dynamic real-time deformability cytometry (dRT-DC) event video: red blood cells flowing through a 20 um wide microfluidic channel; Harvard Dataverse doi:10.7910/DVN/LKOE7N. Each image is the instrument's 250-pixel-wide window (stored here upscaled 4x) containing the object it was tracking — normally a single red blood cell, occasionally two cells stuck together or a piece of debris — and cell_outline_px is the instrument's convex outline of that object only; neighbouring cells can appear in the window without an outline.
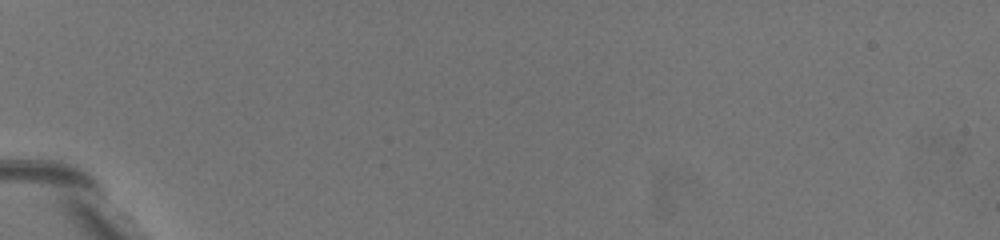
{"species": "common noctule bat (a hibernating species)", "species_latin": "Nyctalus noctula", "temperature_condition": "warm", "stored_images_in_passage": 3, "camera_frame_rate_fps": 3000, "um_per_image_px": 0.085, "animal": {"sex": "female", "body_mass_g": 19.5, "forearm_length_mm": 54.1}, "frame": {"image": 1, "passage_image": 1, "time_ms": 0.0, "image_size_px": [1000, 240], "cell_outline_px": [[188, 208], [176, 212], [164, 208], [116, 164], [104, 144], [104, 136], [124, 140], [140, 152], [148, 160], [172, 188]], "centroid_in_image_um": [12.21, 14.76], "position_along_channel_um": 72.8, "area_um2": 15.37}}